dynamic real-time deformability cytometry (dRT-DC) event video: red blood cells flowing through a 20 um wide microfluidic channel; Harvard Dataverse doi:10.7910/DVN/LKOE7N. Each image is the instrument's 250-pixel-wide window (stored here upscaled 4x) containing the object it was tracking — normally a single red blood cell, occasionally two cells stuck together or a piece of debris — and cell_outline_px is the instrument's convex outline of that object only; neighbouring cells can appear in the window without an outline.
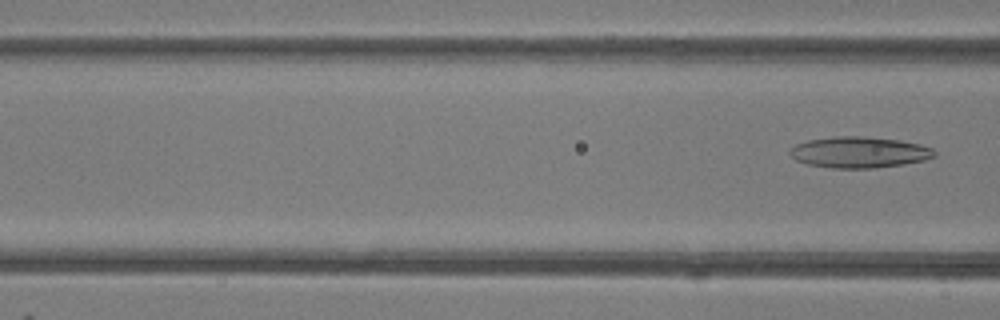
{"species": "common noctule bat (a hibernating species)", "species_latin": "Nyctalus noctula", "temperature_condition": "room temperature", "stored_images_in_passage": 6, "camera_frame_rate_fps": 3000, "um_per_image_px": 0.085, "animal": {"sex": "female"}, "frame": {"image": 1, "passage_image": 6, "time_ms": 6.667, "image_size_px": [1000, 320], "cell_outline_px": [[936, 156], [924, 160], [904, 164], [872, 168], [832, 168], [808, 164], [796, 160], [788, 152], [788, 148], [796, 144], [808, 140], [832, 136], [860, 136], [900, 140], [920, 144], [932, 148], [936, 152]], "centroid_in_image_um": [73.02, 12.94], "position_along_channel_um": 93.6, "area_um2": 26.3}}